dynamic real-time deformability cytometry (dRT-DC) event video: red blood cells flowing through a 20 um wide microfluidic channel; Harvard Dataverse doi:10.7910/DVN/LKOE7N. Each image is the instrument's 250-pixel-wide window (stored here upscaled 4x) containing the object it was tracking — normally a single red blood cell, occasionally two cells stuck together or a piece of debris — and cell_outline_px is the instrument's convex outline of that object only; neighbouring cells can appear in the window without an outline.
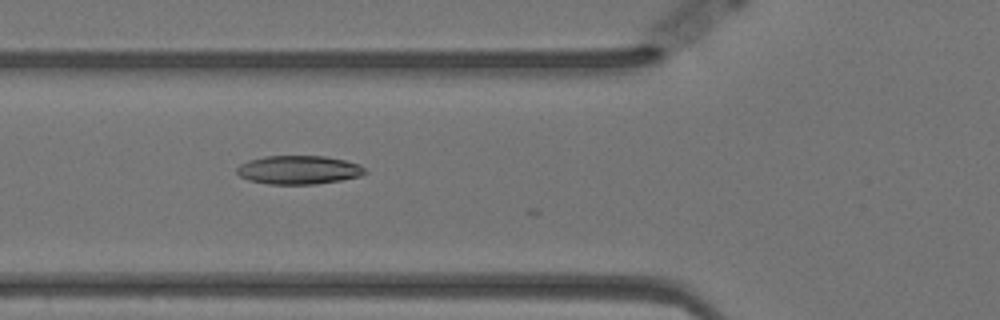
{"species": "Egyptian fruit bat (a non-hibernating species)", "species_latin": "Rousettus aegyptiacus", "temperature_condition": "warm", "stored_images_in_passage": 21, "camera_frame_rate_fps": 3000, "um_per_image_px": 0.085, "animal": {"sex": "female"}, "frame": {"image": 1, "passage_image": 20, "time_ms": 6.333, "image_size_px": [1000, 320], "cell_outline_px": [[368, 172], [360, 176], [340, 180], [316, 184], [268, 184], [248, 180], [240, 176], [236, 172], [236, 168], [240, 164], [248, 160], [264, 156], [324, 156], [344, 160], [360, 164]], "centroid_in_image_um": [25.37, 14.44], "position_along_channel_um": 100.4, "area_um2": 21.44}}